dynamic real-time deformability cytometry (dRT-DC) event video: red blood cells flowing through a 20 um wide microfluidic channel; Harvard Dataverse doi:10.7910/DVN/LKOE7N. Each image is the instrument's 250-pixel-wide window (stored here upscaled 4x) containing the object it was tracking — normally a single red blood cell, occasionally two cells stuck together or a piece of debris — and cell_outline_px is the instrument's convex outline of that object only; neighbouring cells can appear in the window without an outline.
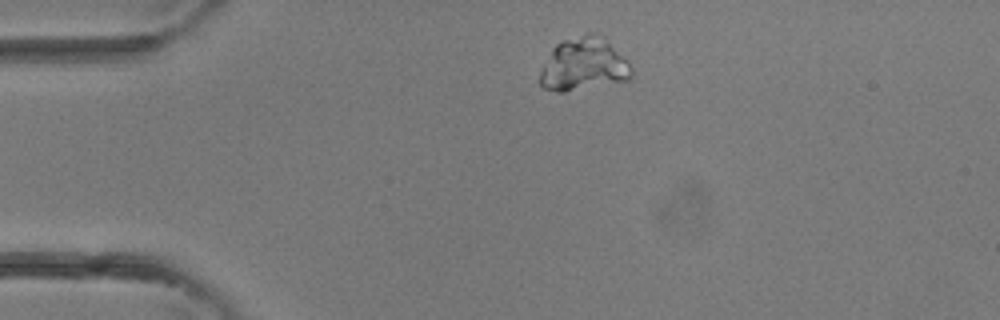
{"species": "common noctule bat (a hibernating species)", "species_latin": "Nyctalus noctula", "temperature_condition": "room temperature", "stored_images_in_passage": 2, "camera_frame_rate_fps": 3000, "um_per_image_px": 0.085, "animal": {"sex": "female"}, "frame": {"image": 1, "passage_image": 1, "time_ms": 0.0, "image_size_px": [1000, 320], "cell_outline_px": [[632, 76], [628, 80], [564, 92], [556, 92], [544, 88], [540, 84], [540, 72], [552, 48], [556, 44], [564, 40], [584, 36], [604, 36], [628, 60], [632, 68]], "centroid_in_image_um": [49.63, 5.51], "position_along_channel_um": 35.4, "area_um2": 27.8}}